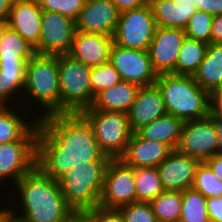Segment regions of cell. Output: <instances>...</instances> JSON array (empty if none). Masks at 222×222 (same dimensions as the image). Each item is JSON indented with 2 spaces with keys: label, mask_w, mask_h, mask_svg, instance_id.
<instances>
[{
  "label": "cell",
  "mask_w": 222,
  "mask_h": 222,
  "mask_svg": "<svg viewBox=\"0 0 222 222\" xmlns=\"http://www.w3.org/2000/svg\"><path fill=\"white\" fill-rule=\"evenodd\" d=\"M205 163L211 168L216 177L222 181V155L217 153L208 158Z\"/></svg>",
  "instance_id": "obj_43"
},
{
  "label": "cell",
  "mask_w": 222,
  "mask_h": 222,
  "mask_svg": "<svg viewBox=\"0 0 222 222\" xmlns=\"http://www.w3.org/2000/svg\"><path fill=\"white\" fill-rule=\"evenodd\" d=\"M193 78L208 93L222 87V44H208L205 58Z\"/></svg>",
  "instance_id": "obj_25"
},
{
  "label": "cell",
  "mask_w": 222,
  "mask_h": 222,
  "mask_svg": "<svg viewBox=\"0 0 222 222\" xmlns=\"http://www.w3.org/2000/svg\"><path fill=\"white\" fill-rule=\"evenodd\" d=\"M110 160L80 112L56 113L38 120L36 166L54 180L82 163Z\"/></svg>",
  "instance_id": "obj_1"
},
{
  "label": "cell",
  "mask_w": 222,
  "mask_h": 222,
  "mask_svg": "<svg viewBox=\"0 0 222 222\" xmlns=\"http://www.w3.org/2000/svg\"><path fill=\"white\" fill-rule=\"evenodd\" d=\"M139 88L140 86L135 83L121 80L112 87L99 92L94 97L92 105L86 109L127 113L136 99Z\"/></svg>",
  "instance_id": "obj_22"
},
{
  "label": "cell",
  "mask_w": 222,
  "mask_h": 222,
  "mask_svg": "<svg viewBox=\"0 0 222 222\" xmlns=\"http://www.w3.org/2000/svg\"><path fill=\"white\" fill-rule=\"evenodd\" d=\"M35 54L34 48L9 27L0 43V67H25Z\"/></svg>",
  "instance_id": "obj_26"
},
{
  "label": "cell",
  "mask_w": 222,
  "mask_h": 222,
  "mask_svg": "<svg viewBox=\"0 0 222 222\" xmlns=\"http://www.w3.org/2000/svg\"><path fill=\"white\" fill-rule=\"evenodd\" d=\"M13 0H0V22H7Z\"/></svg>",
  "instance_id": "obj_44"
},
{
  "label": "cell",
  "mask_w": 222,
  "mask_h": 222,
  "mask_svg": "<svg viewBox=\"0 0 222 222\" xmlns=\"http://www.w3.org/2000/svg\"><path fill=\"white\" fill-rule=\"evenodd\" d=\"M69 222H94L86 212H75Z\"/></svg>",
  "instance_id": "obj_45"
},
{
  "label": "cell",
  "mask_w": 222,
  "mask_h": 222,
  "mask_svg": "<svg viewBox=\"0 0 222 222\" xmlns=\"http://www.w3.org/2000/svg\"><path fill=\"white\" fill-rule=\"evenodd\" d=\"M196 9L212 16L222 15V0H196Z\"/></svg>",
  "instance_id": "obj_40"
},
{
  "label": "cell",
  "mask_w": 222,
  "mask_h": 222,
  "mask_svg": "<svg viewBox=\"0 0 222 222\" xmlns=\"http://www.w3.org/2000/svg\"><path fill=\"white\" fill-rule=\"evenodd\" d=\"M157 26L166 28L186 27L189 18L196 12L194 5L177 3L174 0H148Z\"/></svg>",
  "instance_id": "obj_23"
},
{
  "label": "cell",
  "mask_w": 222,
  "mask_h": 222,
  "mask_svg": "<svg viewBox=\"0 0 222 222\" xmlns=\"http://www.w3.org/2000/svg\"><path fill=\"white\" fill-rule=\"evenodd\" d=\"M219 135L217 122L211 116L186 121L183 124L176 150L205 162L218 153Z\"/></svg>",
  "instance_id": "obj_9"
},
{
  "label": "cell",
  "mask_w": 222,
  "mask_h": 222,
  "mask_svg": "<svg viewBox=\"0 0 222 222\" xmlns=\"http://www.w3.org/2000/svg\"><path fill=\"white\" fill-rule=\"evenodd\" d=\"M172 150L163 143L141 138L132 133L124 154L119 158L133 168L158 167Z\"/></svg>",
  "instance_id": "obj_20"
},
{
  "label": "cell",
  "mask_w": 222,
  "mask_h": 222,
  "mask_svg": "<svg viewBox=\"0 0 222 222\" xmlns=\"http://www.w3.org/2000/svg\"><path fill=\"white\" fill-rule=\"evenodd\" d=\"M200 161L179 151L172 150L157 167L162 186L166 191H184L192 188Z\"/></svg>",
  "instance_id": "obj_16"
},
{
  "label": "cell",
  "mask_w": 222,
  "mask_h": 222,
  "mask_svg": "<svg viewBox=\"0 0 222 222\" xmlns=\"http://www.w3.org/2000/svg\"><path fill=\"white\" fill-rule=\"evenodd\" d=\"M75 33L76 26L73 19L42 10L40 39L34 51L41 55L69 54Z\"/></svg>",
  "instance_id": "obj_11"
},
{
  "label": "cell",
  "mask_w": 222,
  "mask_h": 222,
  "mask_svg": "<svg viewBox=\"0 0 222 222\" xmlns=\"http://www.w3.org/2000/svg\"><path fill=\"white\" fill-rule=\"evenodd\" d=\"M192 188L206 198L222 196V181L205 162L197 166Z\"/></svg>",
  "instance_id": "obj_32"
},
{
  "label": "cell",
  "mask_w": 222,
  "mask_h": 222,
  "mask_svg": "<svg viewBox=\"0 0 222 222\" xmlns=\"http://www.w3.org/2000/svg\"><path fill=\"white\" fill-rule=\"evenodd\" d=\"M207 49V43L185 37L178 53L175 75L194 76Z\"/></svg>",
  "instance_id": "obj_27"
},
{
  "label": "cell",
  "mask_w": 222,
  "mask_h": 222,
  "mask_svg": "<svg viewBox=\"0 0 222 222\" xmlns=\"http://www.w3.org/2000/svg\"><path fill=\"white\" fill-rule=\"evenodd\" d=\"M176 1L177 3H183V4H186V5H194L195 8H196V0H174Z\"/></svg>",
  "instance_id": "obj_49"
},
{
  "label": "cell",
  "mask_w": 222,
  "mask_h": 222,
  "mask_svg": "<svg viewBox=\"0 0 222 222\" xmlns=\"http://www.w3.org/2000/svg\"><path fill=\"white\" fill-rule=\"evenodd\" d=\"M218 127V135H219V149L218 154L222 155V121H216Z\"/></svg>",
  "instance_id": "obj_46"
},
{
  "label": "cell",
  "mask_w": 222,
  "mask_h": 222,
  "mask_svg": "<svg viewBox=\"0 0 222 222\" xmlns=\"http://www.w3.org/2000/svg\"><path fill=\"white\" fill-rule=\"evenodd\" d=\"M14 185L11 191L16 190L15 198L19 196V199H15L19 201L16 203L19 209L18 205L13 208L8 200L6 204H11L8 215L17 222H69L75 213L67 203L58 181L45 175L37 166Z\"/></svg>",
  "instance_id": "obj_2"
},
{
  "label": "cell",
  "mask_w": 222,
  "mask_h": 222,
  "mask_svg": "<svg viewBox=\"0 0 222 222\" xmlns=\"http://www.w3.org/2000/svg\"><path fill=\"white\" fill-rule=\"evenodd\" d=\"M207 212L210 222H222V196L207 198Z\"/></svg>",
  "instance_id": "obj_39"
},
{
  "label": "cell",
  "mask_w": 222,
  "mask_h": 222,
  "mask_svg": "<svg viewBox=\"0 0 222 222\" xmlns=\"http://www.w3.org/2000/svg\"><path fill=\"white\" fill-rule=\"evenodd\" d=\"M185 37L183 29L156 27L148 52L158 75L175 74L178 53Z\"/></svg>",
  "instance_id": "obj_14"
},
{
  "label": "cell",
  "mask_w": 222,
  "mask_h": 222,
  "mask_svg": "<svg viewBox=\"0 0 222 222\" xmlns=\"http://www.w3.org/2000/svg\"><path fill=\"white\" fill-rule=\"evenodd\" d=\"M91 124L102 152L110 159H119L125 152L132 131L125 112L84 109L80 112Z\"/></svg>",
  "instance_id": "obj_7"
},
{
  "label": "cell",
  "mask_w": 222,
  "mask_h": 222,
  "mask_svg": "<svg viewBox=\"0 0 222 222\" xmlns=\"http://www.w3.org/2000/svg\"><path fill=\"white\" fill-rule=\"evenodd\" d=\"M24 84L25 67H0V105L11 106L12 101L14 100L16 102L15 98L17 97L16 99H19L17 103L20 102V100L23 102L24 99V103L21 105L22 108L23 104H26L25 98H23ZM19 96H21V98Z\"/></svg>",
  "instance_id": "obj_28"
},
{
  "label": "cell",
  "mask_w": 222,
  "mask_h": 222,
  "mask_svg": "<svg viewBox=\"0 0 222 222\" xmlns=\"http://www.w3.org/2000/svg\"><path fill=\"white\" fill-rule=\"evenodd\" d=\"M120 13L111 0H87L75 20L76 31L113 37Z\"/></svg>",
  "instance_id": "obj_15"
},
{
  "label": "cell",
  "mask_w": 222,
  "mask_h": 222,
  "mask_svg": "<svg viewBox=\"0 0 222 222\" xmlns=\"http://www.w3.org/2000/svg\"><path fill=\"white\" fill-rule=\"evenodd\" d=\"M213 17L202 10H196L184 28L186 37L210 44Z\"/></svg>",
  "instance_id": "obj_33"
},
{
  "label": "cell",
  "mask_w": 222,
  "mask_h": 222,
  "mask_svg": "<svg viewBox=\"0 0 222 222\" xmlns=\"http://www.w3.org/2000/svg\"><path fill=\"white\" fill-rule=\"evenodd\" d=\"M135 202L134 168L127 166L120 159H111L105 170L99 206L106 209H118Z\"/></svg>",
  "instance_id": "obj_10"
},
{
  "label": "cell",
  "mask_w": 222,
  "mask_h": 222,
  "mask_svg": "<svg viewBox=\"0 0 222 222\" xmlns=\"http://www.w3.org/2000/svg\"><path fill=\"white\" fill-rule=\"evenodd\" d=\"M184 122L174 115L166 114L136 131L143 139L166 144L175 150L182 131Z\"/></svg>",
  "instance_id": "obj_24"
},
{
  "label": "cell",
  "mask_w": 222,
  "mask_h": 222,
  "mask_svg": "<svg viewBox=\"0 0 222 222\" xmlns=\"http://www.w3.org/2000/svg\"><path fill=\"white\" fill-rule=\"evenodd\" d=\"M156 27L149 3L121 12L113 42L128 49L148 50Z\"/></svg>",
  "instance_id": "obj_8"
},
{
  "label": "cell",
  "mask_w": 222,
  "mask_h": 222,
  "mask_svg": "<svg viewBox=\"0 0 222 222\" xmlns=\"http://www.w3.org/2000/svg\"><path fill=\"white\" fill-rule=\"evenodd\" d=\"M136 182V202H150L163 191L156 167L134 168Z\"/></svg>",
  "instance_id": "obj_29"
},
{
  "label": "cell",
  "mask_w": 222,
  "mask_h": 222,
  "mask_svg": "<svg viewBox=\"0 0 222 222\" xmlns=\"http://www.w3.org/2000/svg\"><path fill=\"white\" fill-rule=\"evenodd\" d=\"M113 37L100 33L76 31L68 55L88 67H97L109 62Z\"/></svg>",
  "instance_id": "obj_19"
},
{
  "label": "cell",
  "mask_w": 222,
  "mask_h": 222,
  "mask_svg": "<svg viewBox=\"0 0 222 222\" xmlns=\"http://www.w3.org/2000/svg\"><path fill=\"white\" fill-rule=\"evenodd\" d=\"M3 222H17V221L8 216Z\"/></svg>",
  "instance_id": "obj_50"
},
{
  "label": "cell",
  "mask_w": 222,
  "mask_h": 222,
  "mask_svg": "<svg viewBox=\"0 0 222 222\" xmlns=\"http://www.w3.org/2000/svg\"><path fill=\"white\" fill-rule=\"evenodd\" d=\"M7 207V208H6ZM0 206V222H3L9 215H8V206Z\"/></svg>",
  "instance_id": "obj_47"
},
{
  "label": "cell",
  "mask_w": 222,
  "mask_h": 222,
  "mask_svg": "<svg viewBox=\"0 0 222 222\" xmlns=\"http://www.w3.org/2000/svg\"><path fill=\"white\" fill-rule=\"evenodd\" d=\"M109 62L118 71L122 81L142 86L155 84L158 74L154 71L148 50L121 47L113 43Z\"/></svg>",
  "instance_id": "obj_12"
},
{
  "label": "cell",
  "mask_w": 222,
  "mask_h": 222,
  "mask_svg": "<svg viewBox=\"0 0 222 222\" xmlns=\"http://www.w3.org/2000/svg\"><path fill=\"white\" fill-rule=\"evenodd\" d=\"M211 43L222 44V15L213 17L211 26Z\"/></svg>",
  "instance_id": "obj_42"
},
{
  "label": "cell",
  "mask_w": 222,
  "mask_h": 222,
  "mask_svg": "<svg viewBox=\"0 0 222 222\" xmlns=\"http://www.w3.org/2000/svg\"><path fill=\"white\" fill-rule=\"evenodd\" d=\"M42 10L67 16L74 21L87 0H37Z\"/></svg>",
  "instance_id": "obj_35"
},
{
  "label": "cell",
  "mask_w": 222,
  "mask_h": 222,
  "mask_svg": "<svg viewBox=\"0 0 222 222\" xmlns=\"http://www.w3.org/2000/svg\"><path fill=\"white\" fill-rule=\"evenodd\" d=\"M179 222H210L207 212V198L193 188L182 191Z\"/></svg>",
  "instance_id": "obj_31"
},
{
  "label": "cell",
  "mask_w": 222,
  "mask_h": 222,
  "mask_svg": "<svg viewBox=\"0 0 222 222\" xmlns=\"http://www.w3.org/2000/svg\"><path fill=\"white\" fill-rule=\"evenodd\" d=\"M166 114L162 93L156 84L140 87L135 101L127 112L133 133Z\"/></svg>",
  "instance_id": "obj_18"
},
{
  "label": "cell",
  "mask_w": 222,
  "mask_h": 222,
  "mask_svg": "<svg viewBox=\"0 0 222 222\" xmlns=\"http://www.w3.org/2000/svg\"><path fill=\"white\" fill-rule=\"evenodd\" d=\"M60 113H76L92 105L91 68L70 55H58Z\"/></svg>",
  "instance_id": "obj_6"
},
{
  "label": "cell",
  "mask_w": 222,
  "mask_h": 222,
  "mask_svg": "<svg viewBox=\"0 0 222 222\" xmlns=\"http://www.w3.org/2000/svg\"><path fill=\"white\" fill-rule=\"evenodd\" d=\"M209 116L222 121V87L209 93Z\"/></svg>",
  "instance_id": "obj_38"
},
{
  "label": "cell",
  "mask_w": 222,
  "mask_h": 222,
  "mask_svg": "<svg viewBox=\"0 0 222 222\" xmlns=\"http://www.w3.org/2000/svg\"><path fill=\"white\" fill-rule=\"evenodd\" d=\"M120 12L136 9L148 3V0H111Z\"/></svg>",
  "instance_id": "obj_41"
},
{
  "label": "cell",
  "mask_w": 222,
  "mask_h": 222,
  "mask_svg": "<svg viewBox=\"0 0 222 222\" xmlns=\"http://www.w3.org/2000/svg\"><path fill=\"white\" fill-rule=\"evenodd\" d=\"M94 222H125L118 209H106L100 206L85 211Z\"/></svg>",
  "instance_id": "obj_37"
},
{
  "label": "cell",
  "mask_w": 222,
  "mask_h": 222,
  "mask_svg": "<svg viewBox=\"0 0 222 222\" xmlns=\"http://www.w3.org/2000/svg\"><path fill=\"white\" fill-rule=\"evenodd\" d=\"M41 17L42 9L37 0H13L7 24L35 48L40 39Z\"/></svg>",
  "instance_id": "obj_17"
},
{
  "label": "cell",
  "mask_w": 222,
  "mask_h": 222,
  "mask_svg": "<svg viewBox=\"0 0 222 222\" xmlns=\"http://www.w3.org/2000/svg\"><path fill=\"white\" fill-rule=\"evenodd\" d=\"M8 28L7 22H0V43L2 42L5 30Z\"/></svg>",
  "instance_id": "obj_48"
},
{
  "label": "cell",
  "mask_w": 222,
  "mask_h": 222,
  "mask_svg": "<svg viewBox=\"0 0 222 222\" xmlns=\"http://www.w3.org/2000/svg\"><path fill=\"white\" fill-rule=\"evenodd\" d=\"M121 81L118 71L110 62L91 68L90 85L92 90V103L94 97L101 91L112 87Z\"/></svg>",
  "instance_id": "obj_34"
},
{
  "label": "cell",
  "mask_w": 222,
  "mask_h": 222,
  "mask_svg": "<svg viewBox=\"0 0 222 222\" xmlns=\"http://www.w3.org/2000/svg\"><path fill=\"white\" fill-rule=\"evenodd\" d=\"M15 108L16 105L13 107L11 105V108L9 105L0 106V144L14 141H37L38 119L36 117L32 119L30 114H25V117L18 106L17 110Z\"/></svg>",
  "instance_id": "obj_21"
},
{
  "label": "cell",
  "mask_w": 222,
  "mask_h": 222,
  "mask_svg": "<svg viewBox=\"0 0 222 222\" xmlns=\"http://www.w3.org/2000/svg\"><path fill=\"white\" fill-rule=\"evenodd\" d=\"M125 222H158L149 202H135L118 208Z\"/></svg>",
  "instance_id": "obj_36"
},
{
  "label": "cell",
  "mask_w": 222,
  "mask_h": 222,
  "mask_svg": "<svg viewBox=\"0 0 222 222\" xmlns=\"http://www.w3.org/2000/svg\"><path fill=\"white\" fill-rule=\"evenodd\" d=\"M149 203L158 222H179L182 209V191L164 190Z\"/></svg>",
  "instance_id": "obj_30"
},
{
  "label": "cell",
  "mask_w": 222,
  "mask_h": 222,
  "mask_svg": "<svg viewBox=\"0 0 222 222\" xmlns=\"http://www.w3.org/2000/svg\"><path fill=\"white\" fill-rule=\"evenodd\" d=\"M23 97L28 95V108L35 106L40 116L37 119L60 113V88L58 55H41L35 53L25 66V84ZM26 93V94H25ZM26 95V96H25ZM32 100V103H31ZM34 101V102H33ZM33 104V105H29ZM43 108L44 110L42 111ZM42 112V114H41Z\"/></svg>",
  "instance_id": "obj_3"
},
{
  "label": "cell",
  "mask_w": 222,
  "mask_h": 222,
  "mask_svg": "<svg viewBox=\"0 0 222 222\" xmlns=\"http://www.w3.org/2000/svg\"><path fill=\"white\" fill-rule=\"evenodd\" d=\"M37 141H14L0 144V182L12 187L36 167ZM5 182V183H3ZM0 188H2L0 184Z\"/></svg>",
  "instance_id": "obj_13"
},
{
  "label": "cell",
  "mask_w": 222,
  "mask_h": 222,
  "mask_svg": "<svg viewBox=\"0 0 222 222\" xmlns=\"http://www.w3.org/2000/svg\"><path fill=\"white\" fill-rule=\"evenodd\" d=\"M155 84L162 93L167 114L183 122L209 116V93L196 83L193 76L160 74Z\"/></svg>",
  "instance_id": "obj_4"
},
{
  "label": "cell",
  "mask_w": 222,
  "mask_h": 222,
  "mask_svg": "<svg viewBox=\"0 0 222 222\" xmlns=\"http://www.w3.org/2000/svg\"><path fill=\"white\" fill-rule=\"evenodd\" d=\"M108 162H87L70 169L57 181L75 212L99 206Z\"/></svg>",
  "instance_id": "obj_5"
}]
</instances>
